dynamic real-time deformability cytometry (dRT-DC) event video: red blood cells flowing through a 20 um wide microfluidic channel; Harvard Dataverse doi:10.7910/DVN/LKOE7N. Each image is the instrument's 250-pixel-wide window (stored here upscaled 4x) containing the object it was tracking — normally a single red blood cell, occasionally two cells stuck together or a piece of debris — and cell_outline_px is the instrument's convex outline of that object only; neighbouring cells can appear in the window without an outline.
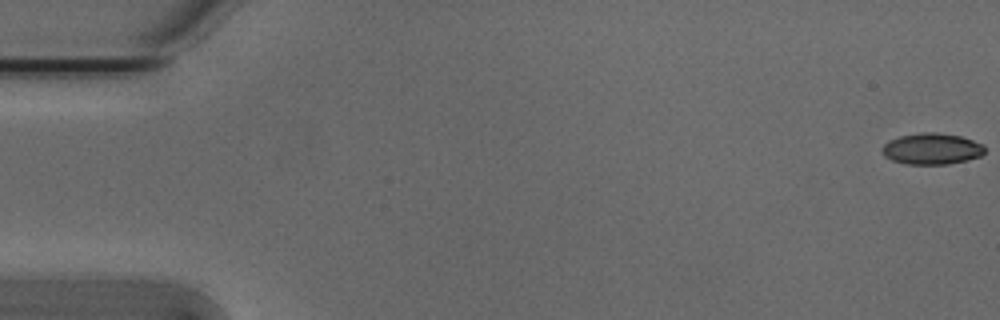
{"species": "Egyptian fruit bat (a non-hibernating species)", "species_latin": "Rousettus aegyptiacus", "temperature_condition": "cold", "stored_images_in_passage": 54, "camera_frame_rate_fps": 3000, "um_per_image_px": 0.085, "animal": {"sex": "male"}, "frame": {"image": 1, "passage_image": 1, "time_ms": 0.0, "image_size_px": [1000, 320], "cell_outline_px": [[984, 152], [980, 156], [968, 160], [948, 164], [904, 164], [892, 160], [884, 156], [880, 148], [888, 140], [900, 136], [920, 132], [936, 132], [960, 136], [984, 144]], "centroid_in_image_um": [79.17, 12.65], "position_along_channel_um": 5.8, "area_um2": 18.84}}
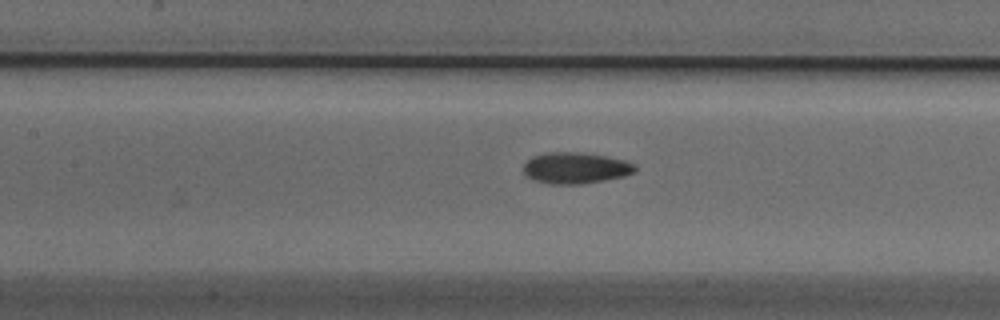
{"frame": {"image": 2, "passage_image": 25, "time_ms": 8.0, "image_size_px": [1000, 320], "cell_outline_px": [[636, 172], [624, 176], [604, 180], [580, 184], [552, 184], [532, 180], [524, 176], [524, 164], [532, 156], [544, 152], [580, 152], [608, 156], [624, 160], [636, 164]], "centroid_in_image_um": [48.91, 14.27], "position_along_channel_um": 158.5, "area_um2": 20.58}}
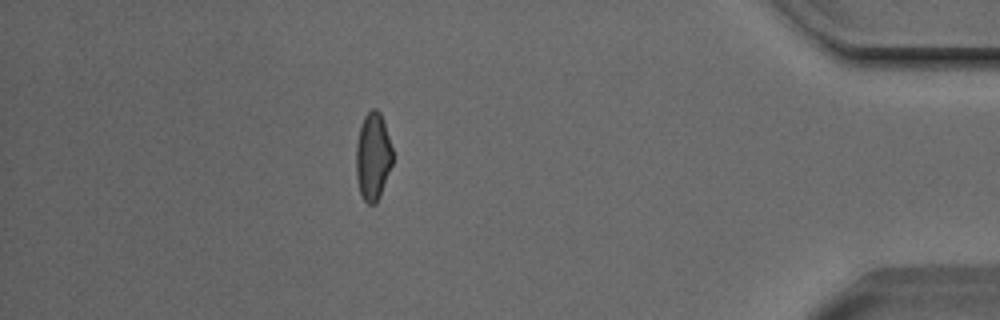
{"frame": {"image": 3, "passage_image": 48, "time_ms": 15.667, "image_size_px": [1000, 320], "cell_outline_px": [[392, 164], [380, 196], [376, 204], [368, 204], [364, 200], [360, 192], [356, 176], [356, 144], [360, 128], [364, 116], [372, 108], [376, 108], [380, 112], [392, 148]], "centroid_in_image_um": [31.69, 13.31], "position_along_channel_um": 403.5, "area_um2": 18.5}, "authors_computed_cell_mechanics": {"area_um2": 19.3341, "velocity_mm_per_s": 3.8247, "shape_relaxation_time_tau1_ms": 11.1522, "shape_relaxation_time_tau2_ms": 2.7023, "deformation_change_tau1": 0.2446, "deformation_change_tau2": 0.0784}}